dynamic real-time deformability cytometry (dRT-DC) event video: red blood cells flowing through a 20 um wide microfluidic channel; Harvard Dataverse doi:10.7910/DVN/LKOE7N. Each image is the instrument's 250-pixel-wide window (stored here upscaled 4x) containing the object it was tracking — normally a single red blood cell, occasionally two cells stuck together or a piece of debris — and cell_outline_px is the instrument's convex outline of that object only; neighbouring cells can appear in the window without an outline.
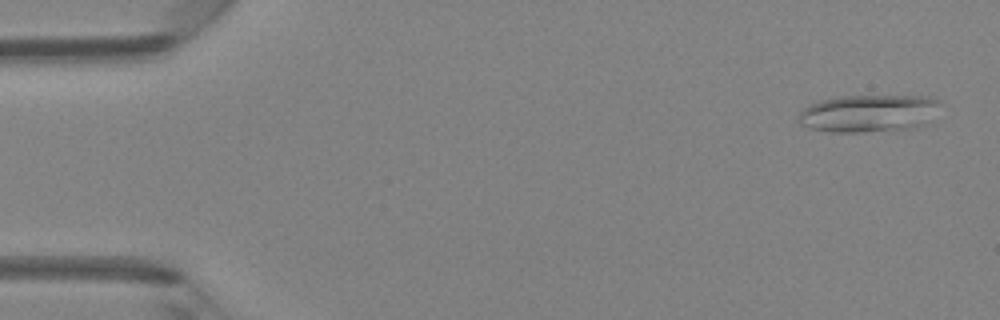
{"species": "Egyptian fruit bat (a non-hibernating species)", "species_latin": "Rousettus aegyptiacus", "temperature_condition": "room temperature", "stored_images_in_passage": 47, "camera_frame_rate_fps": 3000, "um_per_image_px": 0.085, "animal": {"sex": "female"}, "frame": {"image": 1, "passage_image": 2, "time_ms": 0.333, "image_size_px": [1000, 320], "cell_outline_px": [[940, 104], [924, 124], [912, 128], [860, 132], [832, 132], [812, 128], [800, 124], [796, 116], [804, 108], [820, 100], [840, 96], [928, 96], [940, 100]], "centroid_in_image_um": [73.79, 9.62], "position_along_channel_um": 11.2, "area_um2": 30.63}}
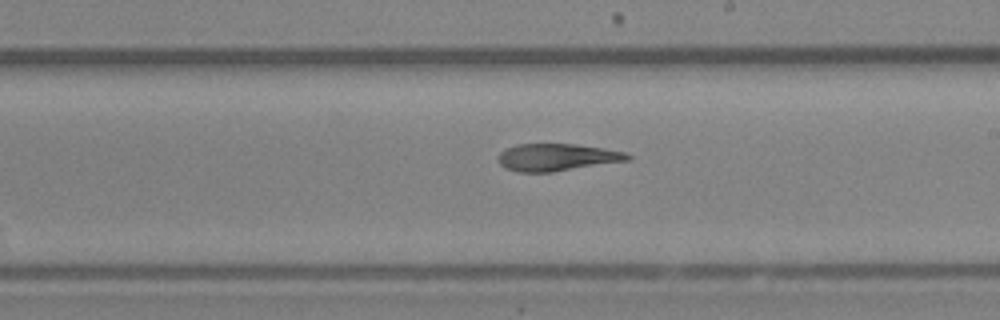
{"frame": {"image": 2, "passage_image": 27, "time_ms": 8.667, "image_size_px": [1000, 320], "cell_outline_px": [[632, 156], [628, 160], [552, 172], [516, 172], [504, 168], [500, 164], [496, 156], [500, 152], [516, 144], [576, 144], [604, 148], [628, 152]], "centroid_in_image_um": [47.32, 13.37], "position_along_channel_um": 241.7, "area_um2": 20.63}}
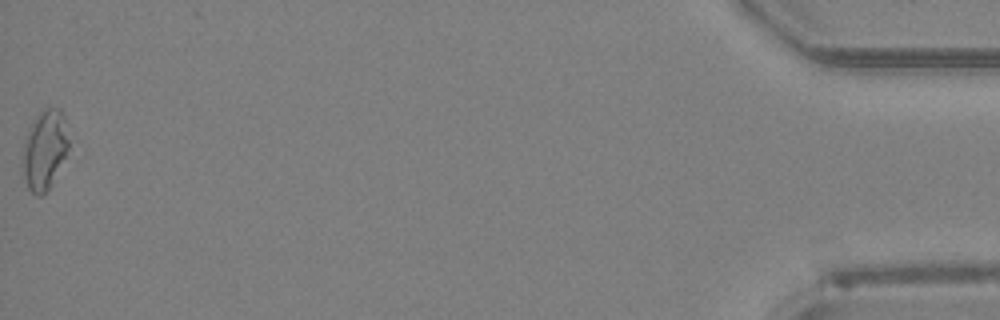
{"frame": {"image": 3, "passage_image": 47, "time_ms": 15.333, "image_size_px": [1000, 320], "cell_outline_px": [[68, 148], [52, 184], [40, 196], [36, 196], [28, 188], [24, 176], [24, 144], [32, 120], [44, 108], [60, 108], [64, 116], [68, 140]], "centroid_in_image_um": [3.8, 12.71], "position_along_channel_um": 431.4, "area_um2": 20.75}, "authors_computed_cell_mechanics": {"area_um2": 21.7328, "velocity_mm_per_s": 4.3013, "shape_relaxation_time_tau1_ms": 6.5595, "shape_relaxation_time_tau2_ms": 4.9017, "deformation_change_tau1": 0.1902, "deformation_change_tau2": 0.16}}